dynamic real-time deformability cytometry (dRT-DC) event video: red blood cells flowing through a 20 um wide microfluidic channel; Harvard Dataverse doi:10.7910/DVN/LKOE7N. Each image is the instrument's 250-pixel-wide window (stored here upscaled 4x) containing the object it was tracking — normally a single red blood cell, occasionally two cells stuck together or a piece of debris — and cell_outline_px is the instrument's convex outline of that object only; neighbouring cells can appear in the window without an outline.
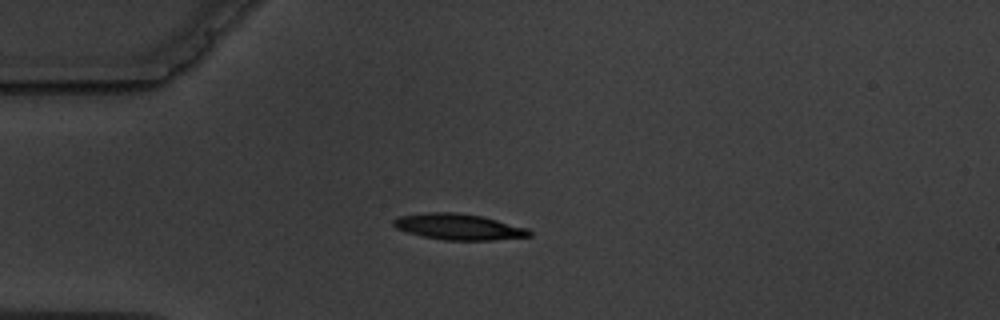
{"species": "common noctule bat (a hibernating species)", "species_latin": "Nyctalus noctula", "temperature_condition": "warm", "stored_images_in_passage": 6, "camera_frame_rate_fps": 3000, "um_per_image_px": 0.085, "animal": {"sex": "male", "body_mass_g": 19.5, "forearm_length_mm": 54.6}, "frame": {"image": 1, "passage_image": 1, "time_ms": 0.0, "image_size_px": [1000, 320], "cell_outline_px": [[532, 236], [492, 240], [444, 240], [420, 236], [396, 228], [392, 224], [392, 220], [400, 216], [428, 212], [456, 212], [480, 216], [528, 228], [532, 232]], "centroid_in_image_um": [38.97, 19.28], "position_along_channel_um": 46.0, "area_um2": 20.52}}
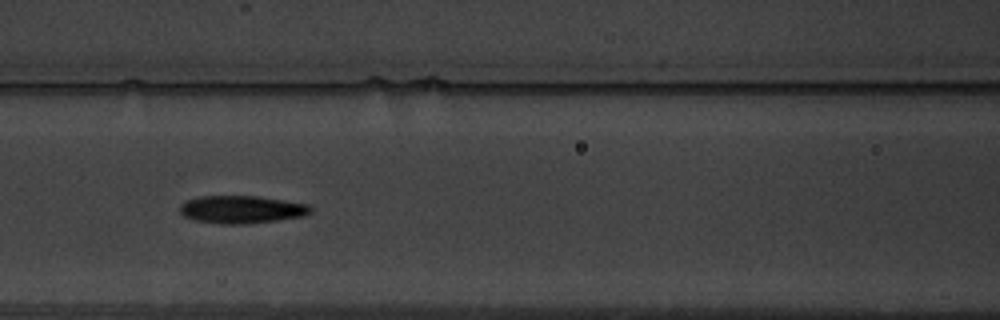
{"frame": {"image": 2, "passage_image": 4, "time_ms": 3.333, "image_size_px": [1000, 320], "cell_outline_px": [[312, 212], [304, 216], [276, 220], [244, 224], [220, 224], [192, 220], [184, 216], [180, 212], [180, 204], [184, 200], [200, 196], [256, 196], [308, 204], [312, 208]], "centroid_in_image_um": [20.49, 17.8], "position_along_channel_um": 146.1, "area_um2": 21.21}}
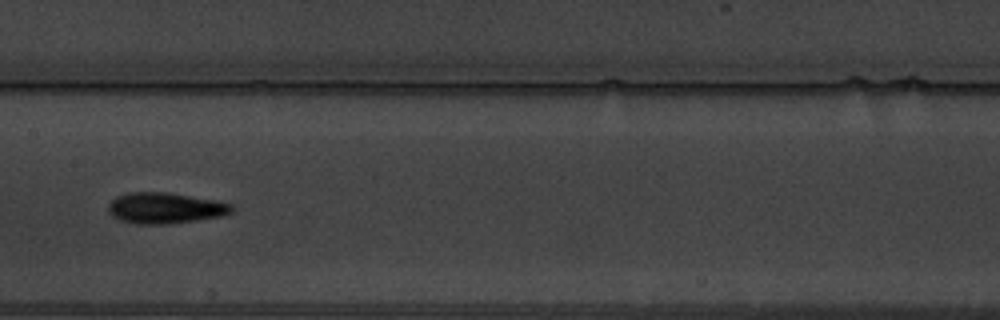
{"frame": {"image": 3, "passage_image": 5, "time_ms": 4.667, "image_size_px": [1000, 320], "cell_outline_px": [[236, 208], [232, 212], [220, 216], [196, 220], [168, 224], [136, 224], [120, 220], [112, 216], [108, 212], [108, 204], [116, 196], [128, 192], [164, 192], [216, 200], [232, 204]], "centroid_in_image_um": [14.02, 17.68], "position_along_channel_um": 193.4, "area_um2": 22.31}}